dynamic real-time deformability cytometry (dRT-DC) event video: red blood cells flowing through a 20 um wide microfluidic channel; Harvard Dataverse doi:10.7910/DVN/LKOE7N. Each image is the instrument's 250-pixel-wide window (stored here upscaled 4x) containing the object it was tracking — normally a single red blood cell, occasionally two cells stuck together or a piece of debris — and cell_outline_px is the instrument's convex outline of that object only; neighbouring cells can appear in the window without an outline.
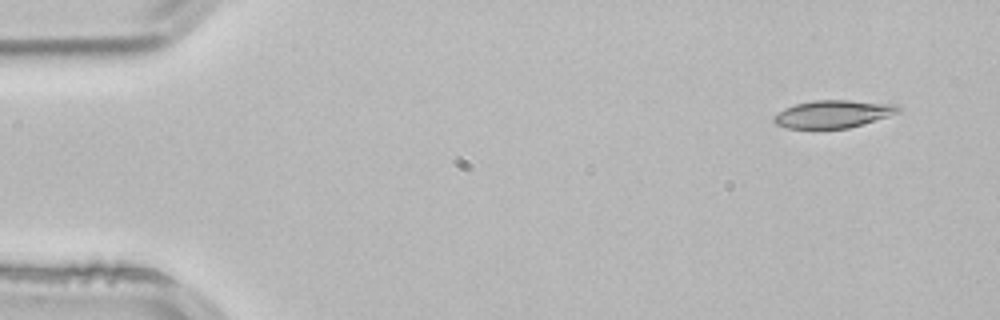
{"species": "common noctule bat (a hibernating species)", "species_latin": "Nyctalus noctula", "temperature_condition": "room temperature", "stored_images_in_passage": 3, "camera_frame_rate_fps": 3000, "um_per_image_px": 0.085, "animal": {"sex": "male", "body_mass_g": 21.5, "forearm_length_mm": 52.0}, "frame": {"image": 1, "passage_image": 1, "time_ms": 0.0, "image_size_px": [1000, 320], "cell_outline_px": [[900, 112], [888, 116], [848, 128], [788, 128], [776, 124], [772, 120], [772, 116], [784, 108], [796, 104], [812, 100], [848, 100], [896, 104], [900, 108]], "centroid_in_image_um": [70.78, 9.68], "position_along_channel_um": 14.2, "area_um2": 19.94}}